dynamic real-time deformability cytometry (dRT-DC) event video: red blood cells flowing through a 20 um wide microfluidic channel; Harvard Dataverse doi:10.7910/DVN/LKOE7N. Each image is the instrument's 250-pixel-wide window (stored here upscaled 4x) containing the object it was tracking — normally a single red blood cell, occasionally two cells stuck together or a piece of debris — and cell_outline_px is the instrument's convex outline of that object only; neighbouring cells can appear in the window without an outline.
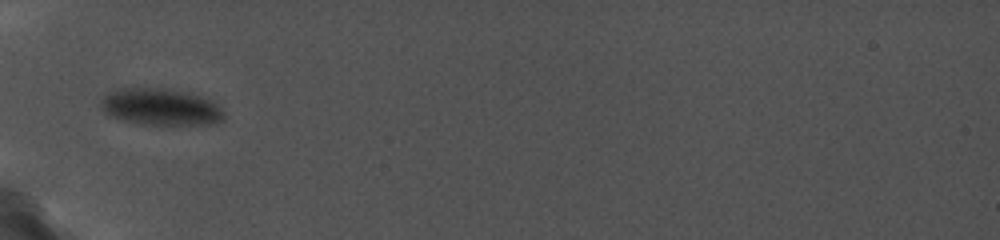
{"species": "common noctule bat (a hibernating species)", "species_latin": "Nyctalus noctula", "temperature_condition": "cold", "stored_images_in_passage": 27, "camera_frame_rate_fps": 5000, "um_per_image_px": 0.085, "animal": {"sex": "female", "body_mass_g": 19.0, "forearm_length_mm": 56.7}, "frame": {"image": 1, "passage_image": 1, "time_ms": 0.0, "image_size_px": [1000, 240], "cell_outline_px": [[224, 120], [216, 124], [140, 124], [108, 116], [100, 108], [100, 100], [108, 92], [120, 88], [168, 88], [188, 92], [212, 100], [224, 112]], "centroid_in_image_um": [13.64, 9.08], "position_along_channel_um": 71.4, "area_um2": 26.65}}
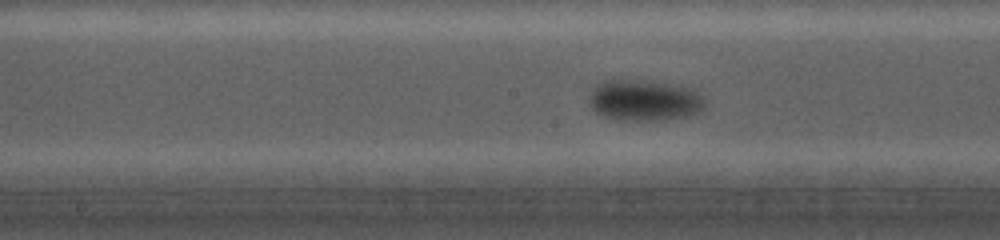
{"frame": {"image": 2, "passage_image": 12, "time_ms": 3.6, "image_size_px": [1000, 240], "cell_outline_px": [[704, 108], [700, 112], [688, 116], [664, 120], [620, 120], [604, 116], [596, 112], [588, 104], [588, 96], [592, 88], [596, 84], [604, 80], [652, 80], [692, 88], [704, 100]], "centroid_in_image_um": [54.73, 8.52], "position_along_channel_um": 193.5, "area_um2": 28.09}}
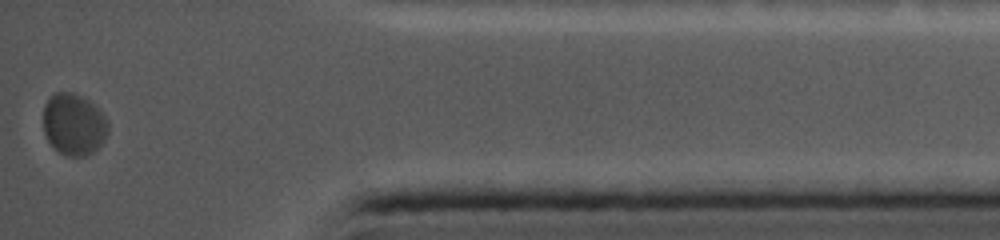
{"frame": {"image": 3, "passage_image": 27, "time_ms": 10.8, "image_size_px": [1000, 240], "cell_outline_px": [[108, 132], [104, 140], [92, 152], [84, 156], [64, 156], [48, 140], [44, 132], [44, 104], [48, 96], [56, 92], [72, 92], [84, 96], [100, 108], [108, 124]], "centroid_in_image_um": [6.27, 10.53], "position_along_channel_um": 428.9, "area_um2": 23.47}, "authors_computed_cell_mechanics": {"area_um2": 27.6284, "velocity_mm_per_s": 3.5123, "shape_relaxation_time_tau1_ms": 1.3876, "shape_relaxation_time_tau2_ms": null, "deformation_change_tau1": 0.0492, "deformation_change_tau2": null}}